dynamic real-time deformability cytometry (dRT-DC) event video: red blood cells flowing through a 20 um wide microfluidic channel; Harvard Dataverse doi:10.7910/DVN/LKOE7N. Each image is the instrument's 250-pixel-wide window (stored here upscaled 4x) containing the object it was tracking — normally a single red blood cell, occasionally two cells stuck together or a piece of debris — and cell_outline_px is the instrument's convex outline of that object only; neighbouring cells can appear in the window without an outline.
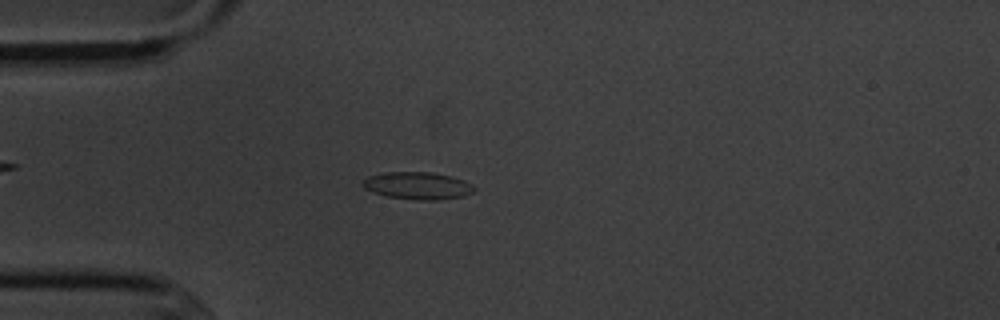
{"species": "common noctule bat (a hibernating species)", "species_latin": "Nyctalus noctula", "temperature_condition": "cold", "stored_images_in_passage": 4, "camera_frame_rate_fps": 3000, "um_per_image_px": 0.085, "animal": {"sex": "male", "body_mass_g": 20.1, "forearm_length_mm": 53.5}, "frame": {"image": 1, "passage_image": 4, "time_ms": 3.333, "image_size_px": [1000, 320], "cell_outline_px": [[476, 188], [472, 192], [464, 196], [436, 200], [420, 200], [388, 196], [372, 192], [364, 188], [360, 184], [360, 180], [368, 176], [388, 172], [432, 172], [452, 176], [464, 180], [472, 184]], "centroid_in_image_um": [35.48, 15.77], "position_along_channel_um": 49.5, "area_um2": 17.86}}